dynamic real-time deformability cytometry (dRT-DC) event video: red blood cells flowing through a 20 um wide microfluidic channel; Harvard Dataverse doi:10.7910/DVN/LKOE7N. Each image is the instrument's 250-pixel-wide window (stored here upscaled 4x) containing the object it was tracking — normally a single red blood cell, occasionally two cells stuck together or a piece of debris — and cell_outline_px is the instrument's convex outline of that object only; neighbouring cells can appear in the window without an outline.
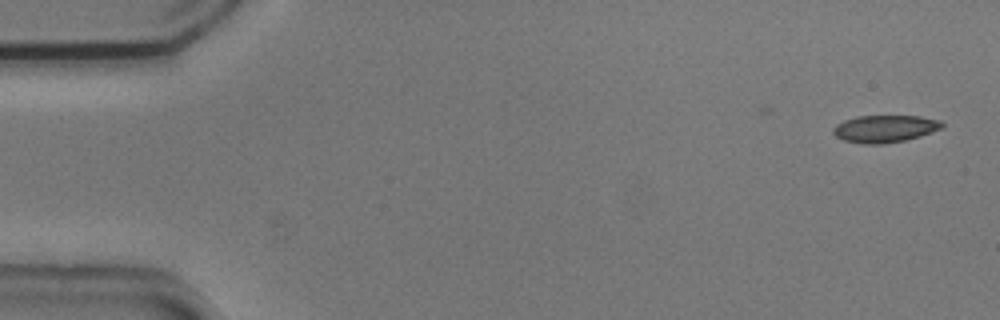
{"species": "common noctule bat (a hibernating species)", "species_latin": "Nyctalus noctula", "temperature_condition": "cold", "stored_images_in_passage": 44, "camera_frame_rate_fps": 3000, "um_per_image_px": 0.085, "animal": {"sex": "male", "body_mass_g": 20.5, "forearm_length_mm": 52.5}, "frame": {"image": 1, "passage_image": 1, "time_ms": 0.0, "image_size_px": [1000, 320], "cell_outline_px": [[944, 124], [940, 128], [932, 132], [920, 136], [904, 140], [884, 144], [864, 144], [844, 140], [836, 136], [832, 132], [832, 128], [836, 124], [844, 120], [856, 116], [920, 116], [940, 120]], "centroid_in_image_um": [75.18, 10.94], "position_along_channel_um": 9.8, "area_um2": 17.28}}
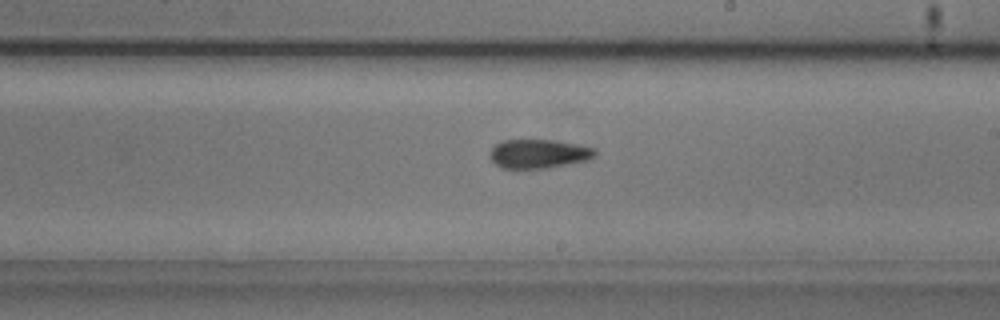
{"frame": {"image": 2, "passage_image": 30, "time_ms": 9.667, "image_size_px": [1000, 320], "cell_outline_px": [[596, 156], [588, 160], [548, 168], [500, 168], [492, 160], [492, 148], [496, 144], [504, 140], [552, 140], [596, 148]], "centroid_in_image_um": [45.83, 13.07], "position_along_channel_um": 243.2, "area_um2": 17.51}}
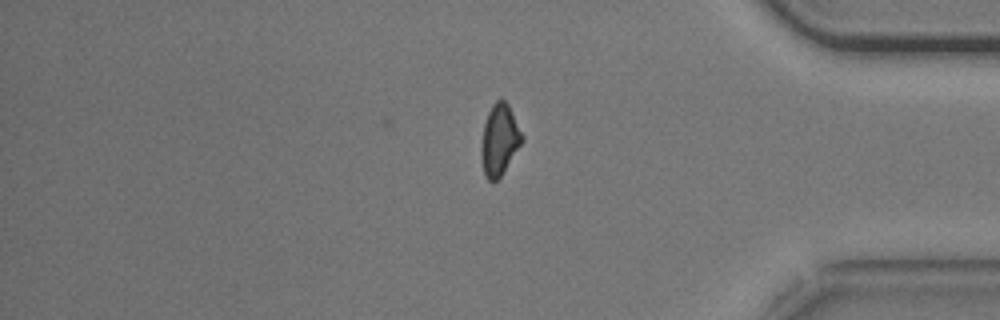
{"frame": {"image": 3, "passage_image": 44, "time_ms": 14.333, "image_size_px": [1000, 320], "cell_outline_px": [[524, 140], [500, 176], [496, 180], [488, 180], [484, 176], [480, 156], [480, 148], [484, 124], [488, 112], [492, 104], [496, 100], [504, 100], [508, 104], [524, 136]], "centroid_in_image_um": [42.44, 11.88], "position_along_channel_um": 392.8, "area_um2": 16.88}, "authors_computed_cell_mechanics": {"area_um2": 17.7446, "velocity_mm_per_s": 3.7232, "shape_relaxation_time_tau1_ms": 3.2486, "shape_relaxation_time_tau2_ms": 2.5117, "deformation_change_tau1": 0.1085, "deformation_change_tau2": 0.0877}}